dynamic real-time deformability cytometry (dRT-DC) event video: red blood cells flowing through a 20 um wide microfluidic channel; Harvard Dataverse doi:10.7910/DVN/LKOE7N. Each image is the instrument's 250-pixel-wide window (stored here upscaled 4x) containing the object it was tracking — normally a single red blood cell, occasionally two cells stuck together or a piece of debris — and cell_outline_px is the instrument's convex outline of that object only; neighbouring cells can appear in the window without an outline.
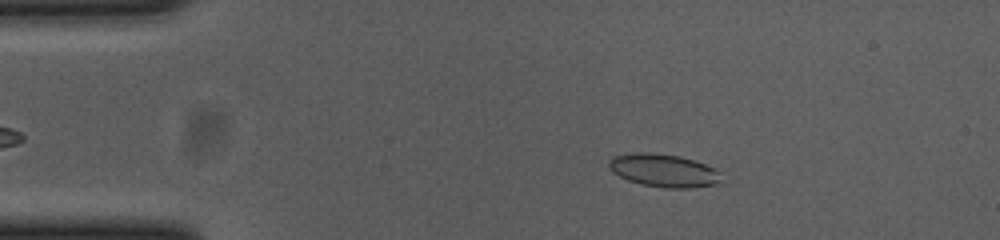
{"species": "common noctule bat (a hibernating species)", "species_latin": "Nyctalus noctula", "temperature_condition": "cold", "stored_images_in_passage": 46, "camera_frame_rate_fps": 3000, "um_per_image_px": 0.085, "animal": {"sex": "female", "body_mass_g": 23.0, "forearm_length_mm": 53.4}, "frame": {"image": 1, "passage_image": 1, "time_ms": 0.0, "image_size_px": [1000, 240], "cell_outline_px": [[724, 184], [692, 188], [664, 188], [640, 184], [628, 180], [612, 172], [608, 168], [608, 160], [612, 156], [636, 152], [648, 152], [680, 156], [704, 164], [712, 168], [716, 172]], "centroid_in_image_um": [56.38, 14.5], "position_along_channel_um": 28.6, "area_um2": 21.73}}
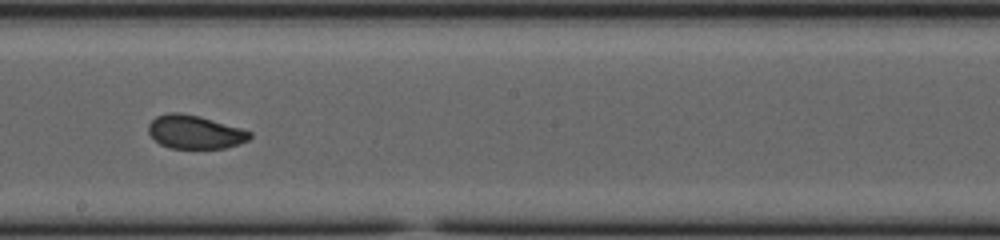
{"frame": {"image": 2, "passage_image": 22, "time_ms": 7.0, "image_size_px": [1000, 240], "cell_outline_px": [[252, 136], [248, 140], [224, 148], [168, 148], [160, 144], [148, 132], [148, 124], [156, 116], [168, 112], [180, 112], [200, 116], [240, 128], [252, 132]], "centroid_in_image_um": [16.54, 11.21], "position_along_channel_um": 231.7, "area_um2": 19.71}}
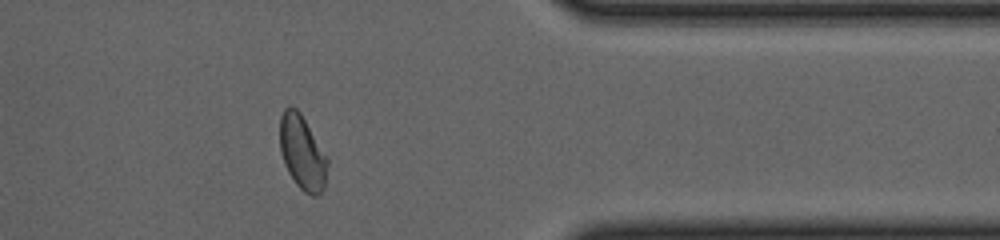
{"frame": {"image": 3, "passage_image": 36, "time_ms": 11.667, "image_size_px": [1000, 240], "cell_outline_px": [[328, 164], [324, 188], [316, 196], [312, 196], [304, 192], [296, 184], [288, 172], [284, 164], [280, 152], [280, 116], [284, 108], [288, 104], [292, 104], [300, 112], [328, 156]], "centroid_in_image_um": [25.69, 12.94], "position_along_channel_um": 385.7, "area_um2": 20.98}, "authors_computed_cell_mechanics": {"area_um2": 20.7213, "velocity_mm_per_s": 3.6819, "shape_relaxation_time_tau1_ms": null, "shape_relaxation_time_tau2_ms": 1.4477, "deformation_change_tau1": null, "deformation_change_tau2": 0.0631}}